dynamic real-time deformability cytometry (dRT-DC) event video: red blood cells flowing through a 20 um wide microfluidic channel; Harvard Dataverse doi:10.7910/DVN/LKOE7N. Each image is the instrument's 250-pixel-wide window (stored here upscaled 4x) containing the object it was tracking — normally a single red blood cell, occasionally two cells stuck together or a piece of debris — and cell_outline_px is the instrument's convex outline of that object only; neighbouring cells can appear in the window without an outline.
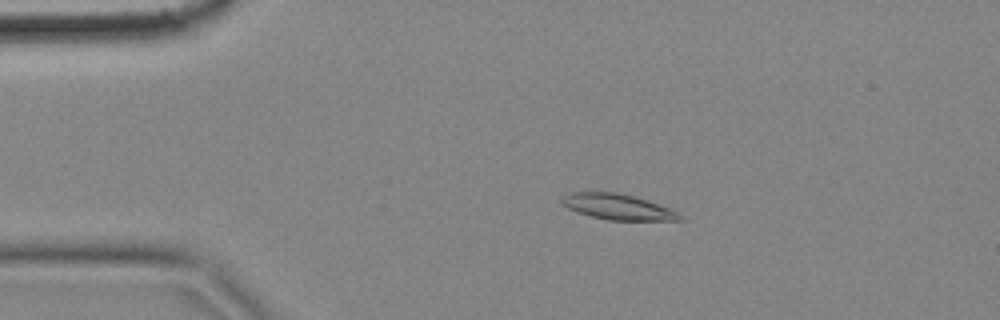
{"species": "common noctule bat (a hibernating species)", "species_latin": "Nyctalus noctula", "temperature_condition": "cold", "stored_images_in_passage": 58, "camera_frame_rate_fps": 3000, "um_per_image_px": 0.085, "animal": {"sex": "female", "body_mass_g": 18.4}, "frame": {"image": 1, "passage_image": 11, "time_ms": 3.333, "image_size_px": [1000, 320], "cell_outline_px": [[684, 220], [608, 220], [592, 216], [568, 208], [560, 204], [560, 196], [568, 192], [616, 192], [632, 196], [668, 208], [684, 216]], "centroid_in_image_um": [52.44, 17.57], "position_along_channel_um": 32.6, "area_um2": 17.4}}
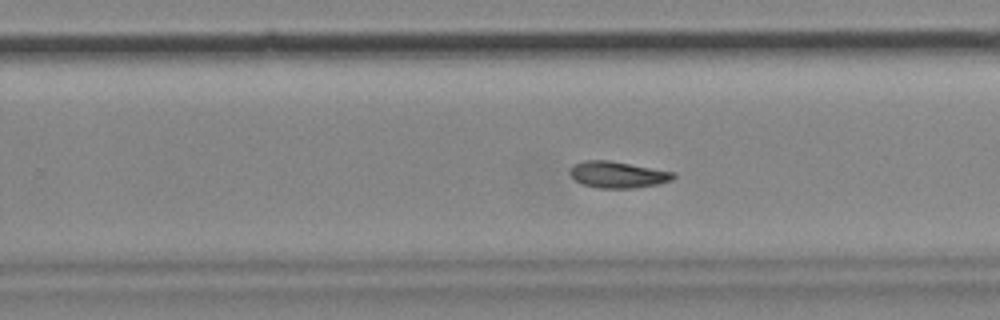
{"frame": {"image": 2, "passage_image": 36, "time_ms": 11.667, "image_size_px": [1000, 320], "cell_outline_px": [[676, 176], [672, 180], [660, 184], [636, 188], [600, 188], [584, 184], [576, 180], [568, 172], [568, 168], [572, 164], [584, 160], [608, 160], [676, 172]], "centroid_in_image_um": [52.52, 14.84], "position_along_channel_um": 277.3, "area_um2": 16.13}}
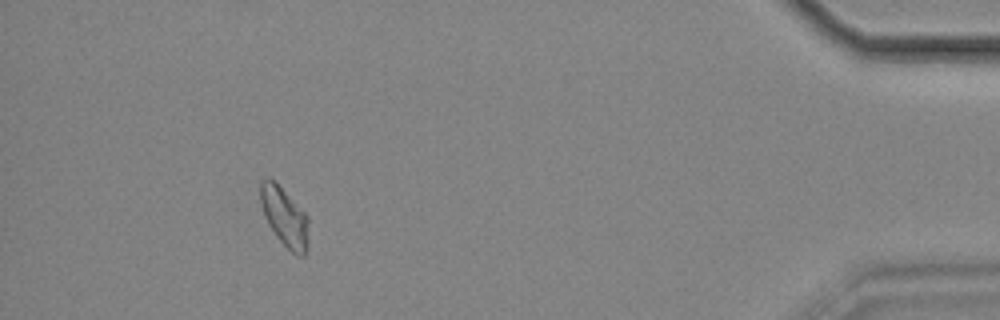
{"frame": {"image": 3, "passage_image": 53, "time_ms": 17.333, "image_size_px": [1000, 320], "cell_outline_px": [[308, 244], [304, 256], [296, 256], [276, 236], [268, 224], [264, 216], [260, 204], [260, 180], [276, 180], [308, 216]], "centroid_in_image_um": [24.19, 18.42], "position_along_channel_um": 411.0, "area_um2": 16.7}, "authors_computed_cell_mechanics": {"area_um2": 16.4152, "velocity_mm_per_s": 3.4358, "shape_relaxation_time_tau1_ms": 4.8423, "shape_relaxation_time_tau2_ms": 6.5291, "deformation_change_tau1": 0.1487, "deformation_change_tau2": 0.1016}}